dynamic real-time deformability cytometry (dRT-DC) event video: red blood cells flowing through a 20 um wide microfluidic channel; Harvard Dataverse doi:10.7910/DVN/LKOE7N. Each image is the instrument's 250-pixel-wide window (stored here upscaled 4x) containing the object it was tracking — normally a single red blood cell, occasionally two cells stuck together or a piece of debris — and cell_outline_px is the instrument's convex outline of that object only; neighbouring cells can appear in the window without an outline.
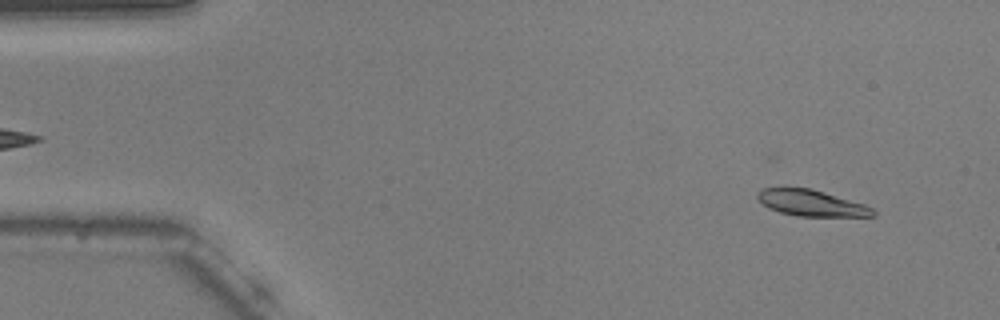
{"species": "common noctule bat (a hibernating species)", "species_latin": "Nyctalus noctula", "temperature_condition": "warm", "stored_images_in_passage": 53, "camera_frame_rate_fps": 3000, "um_per_image_px": 0.085, "animal": {"sex": "male", "body_mass_g": 20.5, "forearm_length_mm": 52.5}, "frame": {"image": 1, "passage_image": 4, "time_ms": 1.0, "image_size_px": [1000, 320], "cell_outline_px": [[876, 216], [796, 216], [780, 212], [768, 208], [756, 196], [756, 192], [764, 188], [808, 188], [864, 204], [872, 208], [876, 212]], "centroid_in_image_um": [68.95, 17.27], "position_along_channel_um": 16.1, "area_um2": 17.28}}
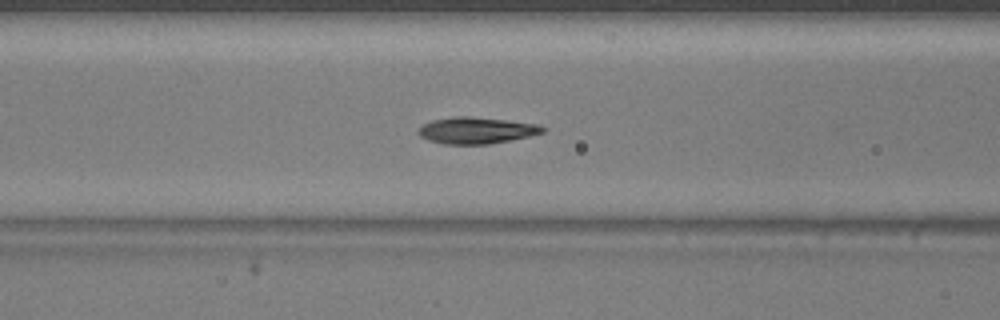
{"frame": {"image": 2, "passage_image": 21, "time_ms": 6.667, "image_size_px": [1000, 320], "cell_outline_px": [[548, 128], [544, 132], [528, 136], [488, 144], [444, 144], [428, 140], [420, 136], [416, 132], [424, 124], [432, 120], [456, 116], [468, 116], [540, 124]], "centroid_in_image_um": [40.49, 11.08], "position_along_channel_um": 126.1, "area_um2": 19.07}}
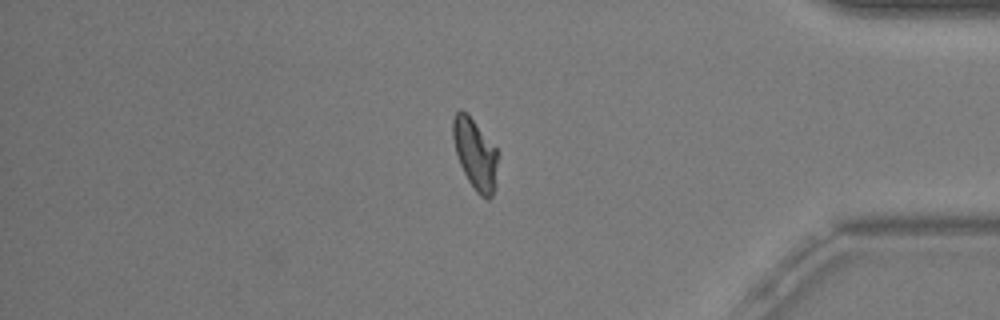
{"frame": {"image": 3, "passage_image": 45, "time_ms": 14.667, "image_size_px": [1000, 320], "cell_outline_px": [[500, 152], [496, 188], [492, 196], [488, 200], [484, 200], [476, 192], [468, 180], [460, 164], [456, 152], [452, 136], [452, 120], [456, 112], [460, 108], [468, 112]], "centroid_in_image_um": [40.44, 13.1], "position_along_channel_um": 394.8, "area_um2": 19.31}, "authors_computed_cell_mechanics": {"area_um2": 18.785, "velocity_mm_per_s": 3.73, "shape_relaxation_time_tau1_ms": 4.8053, "shape_relaxation_time_tau2_ms": 1.4277, "deformation_change_tau1": 0.1937, "deformation_change_tau2": 0.0582}}